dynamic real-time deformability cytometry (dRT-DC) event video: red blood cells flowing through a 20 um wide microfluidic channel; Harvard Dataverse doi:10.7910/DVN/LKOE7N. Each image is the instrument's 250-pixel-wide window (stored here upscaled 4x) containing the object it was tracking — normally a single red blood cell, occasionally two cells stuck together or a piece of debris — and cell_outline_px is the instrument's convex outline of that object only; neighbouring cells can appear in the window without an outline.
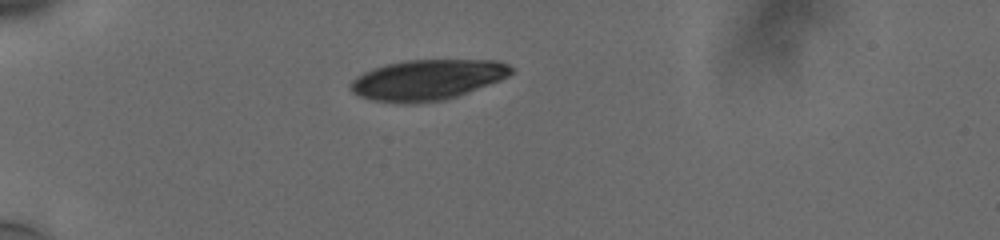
{"species": "human", "species_latin": "Homo sapiens", "temperature_condition": "cold", "stored_images_in_passage": 40, "camera_frame_rate_fps": 3000, "um_per_image_px": 0.085, "donor": {"sex": "male"}, "frame": {"image": 1, "passage_image": 1, "time_ms": 0.0, "image_size_px": [1000, 240], "cell_outline_px": [[512, 72], [508, 76], [500, 80], [456, 96], [444, 100], [416, 104], [408, 104], [372, 100], [360, 96], [352, 92], [348, 84], [356, 76], [364, 72], [384, 64], [404, 60], [496, 60], [508, 64], [512, 68]], "centroid_in_image_um": [36.28, 6.78], "position_along_channel_um": 48.7, "area_um2": 37.92}}
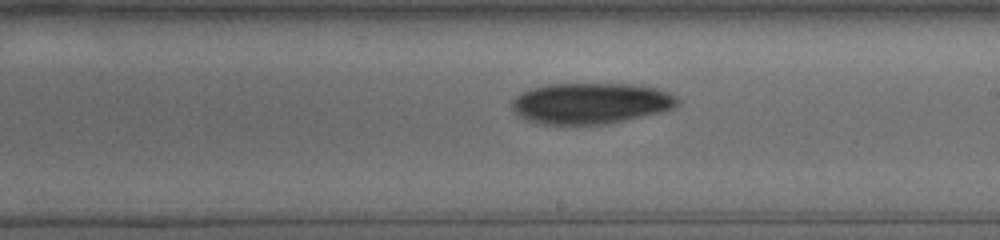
{"frame": {"image": 2, "passage_image": 19, "time_ms": 6.0, "image_size_px": [1000, 240], "cell_outline_px": [[680, 104], [664, 112], [608, 124], [544, 124], [528, 120], [520, 116], [512, 108], [512, 100], [520, 92], [532, 88], [548, 84], [640, 84], [656, 88], [668, 92], [676, 96], [680, 100]], "centroid_in_image_um": [50.27, 8.77], "position_along_channel_um": 238.7, "area_um2": 39.82}}
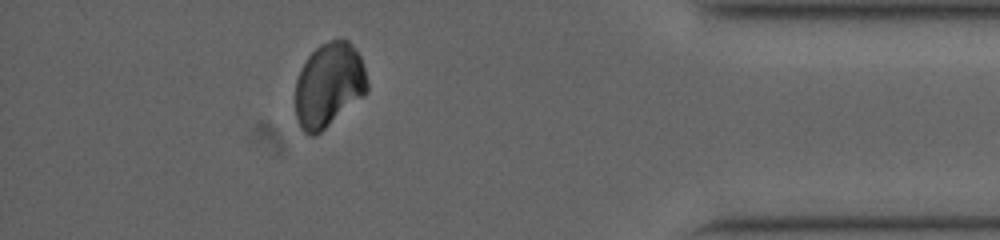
{"frame": {"image": 3, "passage_image": 35, "time_ms": 11.333, "image_size_px": [1000, 240], "cell_outline_px": [[368, 92], [320, 132], [312, 136], [308, 136], [300, 128], [296, 120], [296, 80], [300, 68], [308, 56], [320, 44], [328, 40], [348, 40], [352, 44], [360, 56], [364, 68], [368, 84]], "centroid_in_image_um": [27.94, 7.22], "position_along_channel_um": 407.3, "area_um2": 35.37}, "authors_computed_cell_mechanics": {"area_um2": 38.1191, "velocity_mm_per_s": 3.7498, "shape_relaxation_time_tau1_ms": 8.0785, "shape_relaxation_time_tau2_ms": null, "deformation_change_tau1": 0.0921, "deformation_change_tau2": null}}